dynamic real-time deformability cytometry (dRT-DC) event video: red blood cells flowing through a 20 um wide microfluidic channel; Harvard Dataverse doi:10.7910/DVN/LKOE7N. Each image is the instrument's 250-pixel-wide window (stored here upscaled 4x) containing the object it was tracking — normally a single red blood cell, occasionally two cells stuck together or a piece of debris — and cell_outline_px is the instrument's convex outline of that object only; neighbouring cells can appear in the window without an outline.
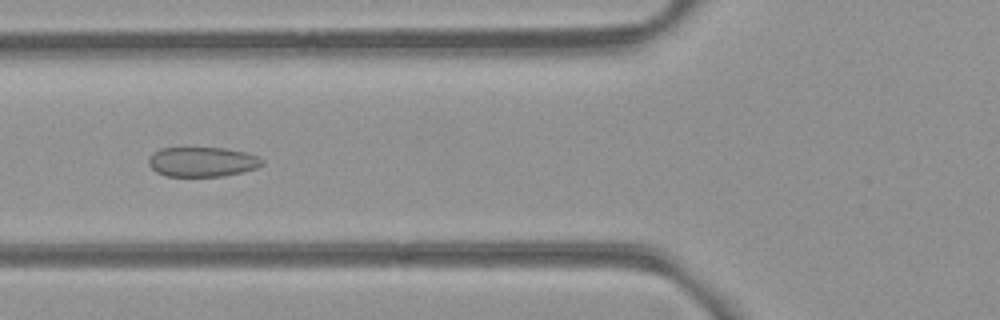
{"species": "common noctule bat (a hibernating species)", "species_latin": "Nyctalus noctula", "temperature_condition": "room temperature", "stored_images_in_passage": 7, "camera_frame_rate_fps": 3000, "um_per_image_px": 0.085, "animal": {"sex": "female", "body_mass_g": 21.9}, "frame": {"image": 1, "passage_image": 5, "time_ms": 4.667, "image_size_px": [1000, 320], "cell_outline_px": [[264, 164], [256, 168], [244, 172], [224, 176], [164, 176], [156, 172], [148, 164], [148, 160], [152, 152], [160, 148], [224, 148], [244, 152], [256, 156], [264, 160]], "centroid_in_image_um": [17.18, 13.76], "position_along_channel_um": 108.6, "area_um2": 19.77}}
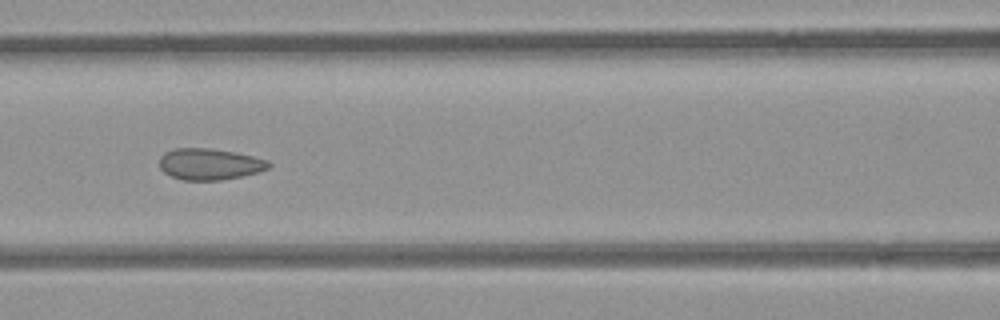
{"frame": {"image": 2, "passage_image": 6, "time_ms": 5.667, "image_size_px": [1000, 320], "cell_outline_px": [[272, 164], [268, 168], [260, 172], [220, 180], [184, 180], [172, 176], [164, 172], [160, 168], [160, 156], [164, 152], [176, 148], [208, 148], [236, 152], [268, 160]], "centroid_in_image_um": [17.82, 13.94], "position_along_channel_um": 148.8, "area_um2": 19.94}}
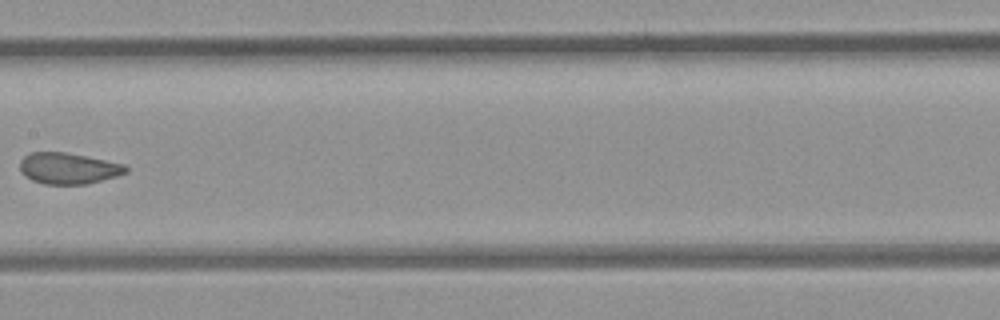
{"frame": {"image": 3, "passage_image": 7, "time_ms": 7.0, "image_size_px": [1000, 320], "cell_outline_px": [[128, 172], [116, 176], [88, 184], [44, 184], [32, 180], [24, 176], [20, 168], [20, 160], [24, 156], [32, 152], [64, 152], [124, 164], [128, 168]], "centroid_in_image_um": [5.79, 14.32], "position_along_channel_um": 201.6, "area_um2": 19.13}}